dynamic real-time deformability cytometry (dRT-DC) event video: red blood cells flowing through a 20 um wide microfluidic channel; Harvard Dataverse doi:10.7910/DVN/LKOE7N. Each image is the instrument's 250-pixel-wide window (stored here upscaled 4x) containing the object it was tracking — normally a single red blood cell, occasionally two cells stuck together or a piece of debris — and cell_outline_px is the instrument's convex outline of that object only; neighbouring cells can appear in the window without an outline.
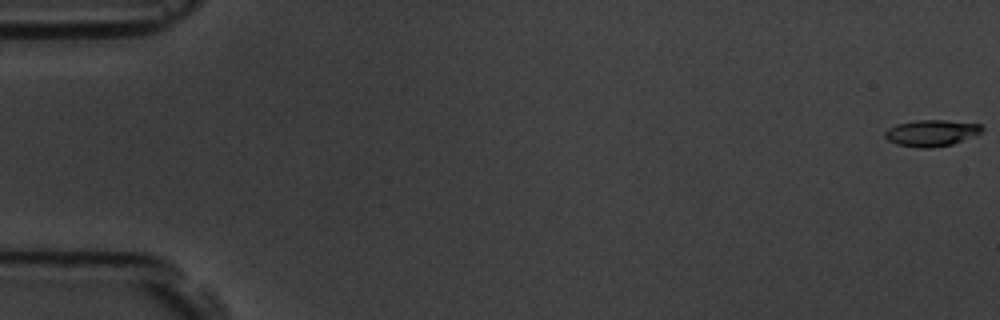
{"species": "common noctule bat (a hibernating species)", "species_latin": "Nyctalus noctula", "temperature_condition": "room temperature", "stored_images_in_passage": 6, "camera_frame_rate_fps": 3000, "um_per_image_px": 0.085, "animal": {"sex": "male", "body_mass_g": 19.5, "forearm_length_mm": 54.6}, "frame": {"image": 1, "passage_image": 1, "time_ms": 0.0, "image_size_px": [1000, 320], "cell_outline_px": [[984, 128], [980, 132], [952, 144], [928, 148], [920, 148], [896, 144], [888, 140], [884, 136], [884, 132], [888, 128], [896, 124], [916, 120], [944, 120], [980, 124]], "centroid_in_image_um": [79.11, 11.3], "position_along_channel_um": 5.9, "area_um2": 14.74}}
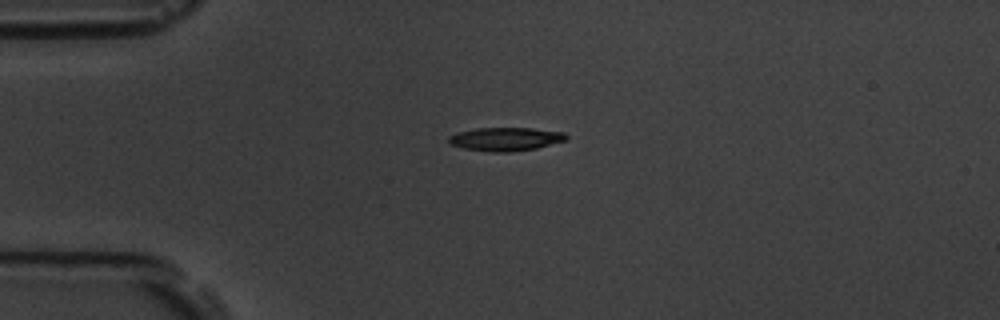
{"frame": {"image": 2, "passage_image": 5, "time_ms": 4.667, "image_size_px": [1000, 320], "cell_outline_px": [[568, 140], [536, 148], [508, 152], [492, 152], [464, 148], [448, 144], [448, 136], [456, 132], [476, 128], [532, 128], [564, 132], [568, 136]], "centroid_in_image_um": [42.96, 11.81], "position_along_channel_um": 42.0, "area_um2": 16.18}}